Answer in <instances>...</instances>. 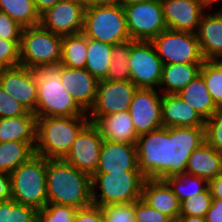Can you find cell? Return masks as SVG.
Segmentation results:
<instances>
[{
  "label": "cell",
  "instance_id": "6da1fadb",
  "mask_svg": "<svg viewBox=\"0 0 222 222\" xmlns=\"http://www.w3.org/2000/svg\"><path fill=\"white\" fill-rule=\"evenodd\" d=\"M205 139V127H161L138 136V169L146 179H166L186 172L188 159Z\"/></svg>",
  "mask_w": 222,
  "mask_h": 222
},
{
  "label": "cell",
  "instance_id": "7a4b0ae2",
  "mask_svg": "<svg viewBox=\"0 0 222 222\" xmlns=\"http://www.w3.org/2000/svg\"><path fill=\"white\" fill-rule=\"evenodd\" d=\"M48 203L84 208L92 204V176L64 159L46 158Z\"/></svg>",
  "mask_w": 222,
  "mask_h": 222
},
{
  "label": "cell",
  "instance_id": "3957f363",
  "mask_svg": "<svg viewBox=\"0 0 222 222\" xmlns=\"http://www.w3.org/2000/svg\"><path fill=\"white\" fill-rule=\"evenodd\" d=\"M31 70L37 82V117L88 116L60 82V64Z\"/></svg>",
  "mask_w": 222,
  "mask_h": 222
},
{
  "label": "cell",
  "instance_id": "277c9868",
  "mask_svg": "<svg viewBox=\"0 0 222 222\" xmlns=\"http://www.w3.org/2000/svg\"><path fill=\"white\" fill-rule=\"evenodd\" d=\"M88 116L37 117L35 154L47 159H64Z\"/></svg>",
  "mask_w": 222,
  "mask_h": 222
},
{
  "label": "cell",
  "instance_id": "5b68a950",
  "mask_svg": "<svg viewBox=\"0 0 222 222\" xmlns=\"http://www.w3.org/2000/svg\"><path fill=\"white\" fill-rule=\"evenodd\" d=\"M82 33L111 45L131 40L123 6L114 0H98L85 9Z\"/></svg>",
  "mask_w": 222,
  "mask_h": 222
},
{
  "label": "cell",
  "instance_id": "8992f818",
  "mask_svg": "<svg viewBox=\"0 0 222 222\" xmlns=\"http://www.w3.org/2000/svg\"><path fill=\"white\" fill-rule=\"evenodd\" d=\"M145 180L146 177L140 171L94 173L92 175V204L104 207L134 203L141 199Z\"/></svg>",
  "mask_w": 222,
  "mask_h": 222
},
{
  "label": "cell",
  "instance_id": "52a82bcc",
  "mask_svg": "<svg viewBox=\"0 0 222 222\" xmlns=\"http://www.w3.org/2000/svg\"><path fill=\"white\" fill-rule=\"evenodd\" d=\"M46 172V158L37 154L18 166L9 174L12 199L37 211L43 209L48 203Z\"/></svg>",
  "mask_w": 222,
  "mask_h": 222
},
{
  "label": "cell",
  "instance_id": "ba28073f",
  "mask_svg": "<svg viewBox=\"0 0 222 222\" xmlns=\"http://www.w3.org/2000/svg\"><path fill=\"white\" fill-rule=\"evenodd\" d=\"M63 36L40 24L24 27L20 42V65L27 68L60 64Z\"/></svg>",
  "mask_w": 222,
  "mask_h": 222
},
{
  "label": "cell",
  "instance_id": "9c48e42d",
  "mask_svg": "<svg viewBox=\"0 0 222 222\" xmlns=\"http://www.w3.org/2000/svg\"><path fill=\"white\" fill-rule=\"evenodd\" d=\"M163 64H203L196 33L165 29L151 40Z\"/></svg>",
  "mask_w": 222,
  "mask_h": 222
},
{
  "label": "cell",
  "instance_id": "30bf717a",
  "mask_svg": "<svg viewBox=\"0 0 222 222\" xmlns=\"http://www.w3.org/2000/svg\"><path fill=\"white\" fill-rule=\"evenodd\" d=\"M128 67L137 88L158 89L163 62L151 41L130 40Z\"/></svg>",
  "mask_w": 222,
  "mask_h": 222
},
{
  "label": "cell",
  "instance_id": "8fae6325",
  "mask_svg": "<svg viewBox=\"0 0 222 222\" xmlns=\"http://www.w3.org/2000/svg\"><path fill=\"white\" fill-rule=\"evenodd\" d=\"M131 40L151 41L167 29L161 0H149L123 7Z\"/></svg>",
  "mask_w": 222,
  "mask_h": 222
},
{
  "label": "cell",
  "instance_id": "7c38bea8",
  "mask_svg": "<svg viewBox=\"0 0 222 222\" xmlns=\"http://www.w3.org/2000/svg\"><path fill=\"white\" fill-rule=\"evenodd\" d=\"M136 90L137 87L131 81H99L95 101L87 112L88 117L128 111Z\"/></svg>",
  "mask_w": 222,
  "mask_h": 222
},
{
  "label": "cell",
  "instance_id": "4fadbf2b",
  "mask_svg": "<svg viewBox=\"0 0 222 222\" xmlns=\"http://www.w3.org/2000/svg\"><path fill=\"white\" fill-rule=\"evenodd\" d=\"M103 142L99 129L89 121L76 136L64 160L92 176L97 169Z\"/></svg>",
  "mask_w": 222,
  "mask_h": 222
},
{
  "label": "cell",
  "instance_id": "5bb4252c",
  "mask_svg": "<svg viewBox=\"0 0 222 222\" xmlns=\"http://www.w3.org/2000/svg\"><path fill=\"white\" fill-rule=\"evenodd\" d=\"M158 89L137 88L128 113L138 136L163 127L161 121V98Z\"/></svg>",
  "mask_w": 222,
  "mask_h": 222
},
{
  "label": "cell",
  "instance_id": "9a60e30c",
  "mask_svg": "<svg viewBox=\"0 0 222 222\" xmlns=\"http://www.w3.org/2000/svg\"><path fill=\"white\" fill-rule=\"evenodd\" d=\"M0 86L15 101L35 114L38 91L30 68L21 65L4 68L0 76Z\"/></svg>",
  "mask_w": 222,
  "mask_h": 222
},
{
  "label": "cell",
  "instance_id": "2e32d148",
  "mask_svg": "<svg viewBox=\"0 0 222 222\" xmlns=\"http://www.w3.org/2000/svg\"><path fill=\"white\" fill-rule=\"evenodd\" d=\"M85 8L62 0L40 15V25L60 36L81 33L84 26Z\"/></svg>",
  "mask_w": 222,
  "mask_h": 222
},
{
  "label": "cell",
  "instance_id": "e0dca14e",
  "mask_svg": "<svg viewBox=\"0 0 222 222\" xmlns=\"http://www.w3.org/2000/svg\"><path fill=\"white\" fill-rule=\"evenodd\" d=\"M167 29L196 33L204 12L211 8L202 0H161Z\"/></svg>",
  "mask_w": 222,
  "mask_h": 222
},
{
  "label": "cell",
  "instance_id": "ac0fdd59",
  "mask_svg": "<svg viewBox=\"0 0 222 222\" xmlns=\"http://www.w3.org/2000/svg\"><path fill=\"white\" fill-rule=\"evenodd\" d=\"M60 82L87 113L95 101L99 81L85 68H68L60 64Z\"/></svg>",
  "mask_w": 222,
  "mask_h": 222
},
{
  "label": "cell",
  "instance_id": "d6986e66",
  "mask_svg": "<svg viewBox=\"0 0 222 222\" xmlns=\"http://www.w3.org/2000/svg\"><path fill=\"white\" fill-rule=\"evenodd\" d=\"M140 171L136 144L104 140L95 173Z\"/></svg>",
  "mask_w": 222,
  "mask_h": 222
},
{
  "label": "cell",
  "instance_id": "ffe728a7",
  "mask_svg": "<svg viewBox=\"0 0 222 222\" xmlns=\"http://www.w3.org/2000/svg\"><path fill=\"white\" fill-rule=\"evenodd\" d=\"M163 127H205V120L177 94H162Z\"/></svg>",
  "mask_w": 222,
  "mask_h": 222
},
{
  "label": "cell",
  "instance_id": "44dd1931",
  "mask_svg": "<svg viewBox=\"0 0 222 222\" xmlns=\"http://www.w3.org/2000/svg\"><path fill=\"white\" fill-rule=\"evenodd\" d=\"M88 119L97 126L104 140L136 144L138 135L128 111L103 115L102 117H88Z\"/></svg>",
  "mask_w": 222,
  "mask_h": 222
},
{
  "label": "cell",
  "instance_id": "7402d4cb",
  "mask_svg": "<svg viewBox=\"0 0 222 222\" xmlns=\"http://www.w3.org/2000/svg\"><path fill=\"white\" fill-rule=\"evenodd\" d=\"M141 199L170 219H177L179 217L180 202L165 180L146 179Z\"/></svg>",
  "mask_w": 222,
  "mask_h": 222
},
{
  "label": "cell",
  "instance_id": "603a6c76",
  "mask_svg": "<svg viewBox=\"0 0 222 222\" xmlns=\"http://www.w3.org/2000/svg\"><path fill=\"white\" fill-rule=\"evenodd\" d=\"M196 36L204 60H213L222 53V18L216 11L203 14Z\"/></svg>",
  "mask_w": 222,
  "mask_h": 222
},
{
  "label": "cell",
  "instance_id": "cb8c5ba5",
  "mask_svg": "<svg viewBox=\"0 0 222 222\" xmlns=\"http://www.w3.org/2000/svg\"><path fill=\"white\" fill-rule=\"evenodd\" d=\"M185 173L199 176L209 182L222 173V153L204 142L190 155Z\"/></svg>",
  "mask_w": 222,
  "mask_h": 222
},
{
  "label": "cell",
  "instance_id": "d4e9b609",
  "mask_svg": "<svg viewBox=\"0 0 222 222\" xmlns=\"http://www.w3.org/2000/svg\"><path fill=\"white\" fill-rule=\"evenodd\" d=\"M201 65L163 64L159 92L161 94H177L199 75Z\"/></svg>",
  "mask_w": 222,
  "mask_h": 222
},
{
  "label": "cell",
  "instance_id": "484cf974",
  "mask_svg": "<svg viewBox=\"0 0 222 222\" xmlns=\"http://www.w3.org/2000/svg\"><path fill=\"white\" fill-rule=\"evenodd\" d=\"M36 122V115L0 118V142H29L35 147Z\"/></svg>",
  "mask_w": 222,
  "mask_h": 222
},
{
  "label": "cell",
  "instance_id": "4316f807",
  "mask_svg": "<svg viewBox=\"0 0 222 222\" xmlns=\"http://www.w3.org/2000/svg\"><path fill=\"white\" fill-rule=\"evenodd\" d=\"M177 96L185 101L191 108L206 121L218 109L214 104L208 88L199 74L186 87L177 93Z\"/></svg>",
  "mask_w": 222,
  "mask_h": 222
},
{
  "label": "cell",
  "instance_id": "83f0119b",
  "mask_svg": "<svg viewBox=\"0 0 222 222\" xmlns=\"http://www.w3.org/2000/svg\"><path fill=\"white\" fill-rule=\"evenodd\" d=\"M113 45L88 38L85 69L98 81L105 80L112 60Z\"/></svg>",
  "mask_w": 222,
  "mask_h": 222
},
{
  "label": "cell",
  "instance_id": "f1b7e54d",
  "mask_svg": "<svg viewBox=\"0 0 222 222\" xmlns=\"http://www.w3.org/2000/svg\"><path fill=\"white\" fill-rule=\"evenodd\" d=\"M87 50L88 38L82 32L63 36L60 64L68 68H85Z\"/></svg>",
  "mask_w": 222,
  "mask_h": 222
},
{
  "label": "cell",
  "instance_id": "f546056e",
  "mask_svg": "<svg viewBox=\"0 0 222 222\" xmlns=\"http://www.w3.org/2000/svg\"><path fill=\"white\" fill-rule=\"evenodd\" d=\"M33 155L35 149L29 142H0V171L10 174Z\"/></svg>",
  "mask_w": 222,
  "mask_h": 222
},
{
  "label": "cell",
  "instance_id": "4dcf8cb0",
  "mask_svg": "<svg viewBox=\"0 0 222 222\" xmlns=\"http://www.w3.org/2000/svg\"><path fill=\"white\" fill-rule=\"evenodd\" d=\"M0 11L6 13L22 27L40 24V14L33 0H0Z\"/></svg>",
  "mask_w": 222,
  "mask_h": 222
},
{
  "label": "cell",
  "instance_id": "1f68e13d",
  "mask_svg": "<svg viewBox=\"0 0 222 222\" xmlns=\"http://www.w3.org/2000/svg\"><path fill=\"white\" fill-rule=\"evenodd\" d=\"M164 180L169 184L180 203L208 188L207 180L187 173L170 176Z\"/></svg>",
  "mask_w": 222,
  "mask_h": 222
},
{
  "label": "cell",
  "instance_id": "d6a6232c",
  "mask_svg": "<svg viewBox=\"0 0 222 222\" xmlns=\"http://www.w3.org/2000/svg\"><path fill=\"white\" fill-rule=\"evenodd\" d=\"M130 52V41L113 45L112 60L108 70L107 81H131V75L128 67Z\"/></svg>",
  "mask_w": 222,
  "mask_h": 222
},
{
  "label": "cell",
  "instance_id": "836d02e7",
  "mask_svg": "<svg viewBox=\"0 0 222 222\" xmlns=\"http://www.w3.org/2000/svg\"><path fill=\"white\" fill-rule=\"evenodd\" d=\"M199 74L203 77L216 107H222V67L213 60H205Z\"/></svg>",
  "mask_w": 222,
  "mask_h": 222
},
{
  "label": "cell",
  "instance_id": "e575fe53",
  "mask_svg": "<svg viewBox=\"0 0 222 222\" xmlns=\"http://www.w3.org/2000/svg\"><path fill=\"white\" fill-rule=\"evenodd\" d=\"M37 212L13 199L0 202V222H37Z\"/></svg>",
  "mask_w": 222,
  "mask_h": 222
},
{
  "label": "cell",
  "instance_id": "d590c367",
  "mask_svg": "<svg viewBox=\"0 0 222 222\" xmlns=\"http://www.w3.org/2000/svg\"><path fill=\"white\" fill-rule=\"evenodd\" d=\"M212 196L209 187L180 203L179 216L205 217L212 204Z\"/></svg>",
  "mask_w": 222,
  "mask_h": 222
},
{
  "label": "cell",
  "instance_id": "8d00e7d4",
  "mask_svg": "<svg viewBox=\"0 0 222 222\" xmlns=\"http://www.w3.org/2000/svg\"><path fill=\"white\" fill-rule=\"evenodd\" d=\"M76 207L64 204L47 203L38 210L37 222H73Z\"/></svg>",
  "mask_w": 222,
  "mask_h": 222
},
{
  "label": "cell",
  "instance_id": "74e56055",
  "mask_svg": "<svg viewBox=\"0 0 222 222\" xmlns=\"http://www.w3.org/2000/svg\"><path fill=\"white\" fill-rule=\"evenodd\" d=\"M205 139L218 152L222 153V107L205 122Z\"/></svg>",
  "mask_w": 222,
  "mask_h": 222
},
{
  "label": "cell",
  "instance_id": "f35d334b",
  "mask_svg": "<svg viewBox=\"0 0 222 222\" xmlns=\"http://www.w3.org/2000/svg\"><path fill=\"white\" fill-rule=\"evenodd\" d=\"M102 211L105 222H136L134 203L107 205Z\"/></svg>",
  "mask_w": 222,
  "mask_h": 222
},
{
  "label": "cell",
  "instance_id": "ab89813d",
  "mask_svg": "<svg viewBox=\"0 0 222 222\" xmlns=\"http://www.w3.org/2000/svg\"><path fill=\"white\" fill-rule=\"evenodd\" d=\"M20 42L0 39V64L5 68L20 65Z\"/></svg>",
  "mask_w": 222,
  "mask_h": 222
},
{
  "label": "cell",
  "instance_id": "60d3db41",
  "mask_svg": "<svg viewBox=\"0 0 222 222\" xmlns=\"http://www.w3.org/2000/svg\"><path fill=\"white\" fill-rule=\"evenodd\" d=\"M134 214L136 222H168L170 220L168 216L150 207L142 199L134 202Z\"/></svg>",
  "mask_w": 222,
  "mask_h": 222
},
{
  "label": "cell",
  "instance_id": "b9f144b4",
  "mask_svg": "<svg viewBox=\"0 0 222 222\" xmlns=\"http://www.w3.org/2000/svg\"><path fill=\"white\" fill-rule=\"evenodd\" d=\"M23 115H35L15 101L0 86V118L16 117Z\"/></svg>",
  "mask_w": 222,
  "mask_h": 222
},
{
  "label": "cell",
  "instance_id": "7bdbcfd3",
  "mask_svg": "<svg viewBox=\"0 0 222 222\" xmlns=\"http://www.w3.org/2000/svg\"><path fill=\"white\" fill-rule=\"evenodd\" d=\"M23 28L6 13L0 11V39L21 41Z\"/></svg>",
  "mask_w": 222,
  "mask_h": 222
},
{
  "label": "cell",
  "instance_id": "ee69618b",
  "mask_svg": "<svg viewBox=\"0 0 222 222\" xmlns=\"http://www.w3.org/2000/svg\"><path fill=\"white\" fill-rule=\"evenodd\" d=\"M73 222H105L102 207L91 204L84 208H78Z\"/></svg>",
  "mask_w": 222,
  "mask_h": 222
},
{
  "label": "cell",
  "instance_id": "f6af8a7d",
  "mask_svg": "<svg viewBox=\"0 0 222 222\" xmlns=\"http://www.w3.org/2000/svg\"><path fill=\"white\" fill-rule=\"evenodd\" d=\"M12 199L11 178L8 173L0 171V202Z\"/></svg>",
  "mask_w": 222,
  "mask_h": 222
},
{
  "label": "cell",
  "instance_id": "bcb514c9",
  "mask_svg": "<svg viewBox=\"0 0 222 222\" xmlns=\"http://www.w3.org/2000/svg\"><path fill=\"white\" fill-rule=\"evenodd\" d=\"M206 222H222V200L213 199L205 216Z\"/></svg>",
  "mask_w": 222,
  "mask_h": 222
},
{
  "label": "cell",
  "instance_id": "7dc6e473",
  "mask_svg": "<svg viewBox=\"0 0 222 222\" xmlns=\"http://www.w3.org/2000/svg\"><path fill=\"white\" fill-rule=\"evenodd\" d=\"M208 187L213 199L222 200V173L210 180Z\"/></svg>",
  "mask_w": 222,
  "mask_h": 222
},
{
  "label": "cell",
  "instance_id": "c3c4849f",
  "mask_svg": "<svg viewBox=\"0 0 222 222\" xmlns=\"http://www.w3.org/2000/svg\"><path fill=\"white\" fill-rule=\"evenodd\" d=\"M33 1L37 12L41 15L47 9L53 7L55 4H57L59 1L62 0H33Z\"/></svg>",
  "mask_w": 222,
  "mask_h": 222
},
{
  "label": "cell",
  "instance_id": "681fc988",
  "mask_svg": "<svg viewBox=\"0 0 222 222\" xmlns=\"http://www.w3.org/2000/svg\"><path fill=\"white\" fill-rule=\"evenodd\" d=\"M178 222H206L205 217L198 216H179Z\"/></svg>",
  "mask_w": 222,
  "mask_h": 222
},
{
  "label": "cell",
  "instance_id": "f907efd6",
  "mask_svg": "<svg viewBox=\"0 0 222 222\" xmlns=\"http://www.w3.org/2000/svg\"><path fill=\"white\" fill-rule=\"evenodd\" d=\"M70 2H73L75 4H78L82 7H84L85 9H87L88 7H90L93 3H95L98 0H67Z\"/></svg>",
  "mask_w": 222,
  "mask_h": 222
},
{
  "label": "cell",
  "instance_id": "816d5d0a",
  "mask_svg": "<svg viewBox=\"0 0 222 222\" xmlns=\"http://www.w3.org/2000/svg\"><path fill=\"white\" fill-rule=\"evenodd\" d=\"M115 2L121 4L123 7L126 5H132L136 3H142L149 0H114Z\"/></svg>",
  "mask_w": 222,
  "mask_h": 222
},
{
  "label": "cell",
  "instance_id": "f5cc1de1",
  "mask_svg": "<svg viewBox=\"0 0 222 222\" xmlns=\"http://www.w3.org/2000/svg\"><path fill=\"white\" fill-rule=\"evenodd\" d=\"M213 61L220 67H222V53H220L216 58H214Z\"/></svg>",
  "mask_w": 222,
  "mask_h": 222
},
{
  "label": "cell",
  "instance_id": "db71d44e",
  "mask_svg": "<svg viewBox=\"0 0 222 222\" xmlns=\"http://www.w3.org/2000/svg\"><path fill=\"white\" fill-rule=\"evenodd\" d=\"M204 1L210 8H212V5L219 2L220 0H202Z\"/></svg>",
  "mask_w": 222,
  "mask_h": 222
},
{
  "label": "cell",
  "instance_id": "11a10c76",
  "mask_svg": "<svg viewBox=\"0 0 222 222\" xmlns=\"http://www.w3.org/2000/svg\"><path fill=\"white\" fill-rule=\"evenodd\" d=\"M222 2V0H220ZM218 15L222 18V6L216 11Z\"/></svg>",
  "mask_w": 222,
  "mask_h": 222
},
{
  "label": "cell",
  "instance_id": "9f6ffc18",
  "mask_svg": "<svg viewBox=\"0 0 222 222\" xmlns=\"http://www.w3.org/2000/svg\"><path fill=\"white\" fill-rule=\"evenodd\" d=\"M4 68H5V67L0 64V76H1V73H2V71H3Z\"/></svg>",
  "mask_w": 222,
  "mask_h": 222
},
{
  "label": "cell",
  "instance_id": "6f0895ef",
  "mask_svg": "<svg viewBox=\"0 0 222 222\" xmlns=\"http://www.w3.org/2000/svg\"><path fill=\"white\" fill-rule=\"evenodd\" d=\"M168 222H178V219H170Z\"/></svg>",
  "mask_w": 222,
  "mask_h": 222
}]
</instances>
